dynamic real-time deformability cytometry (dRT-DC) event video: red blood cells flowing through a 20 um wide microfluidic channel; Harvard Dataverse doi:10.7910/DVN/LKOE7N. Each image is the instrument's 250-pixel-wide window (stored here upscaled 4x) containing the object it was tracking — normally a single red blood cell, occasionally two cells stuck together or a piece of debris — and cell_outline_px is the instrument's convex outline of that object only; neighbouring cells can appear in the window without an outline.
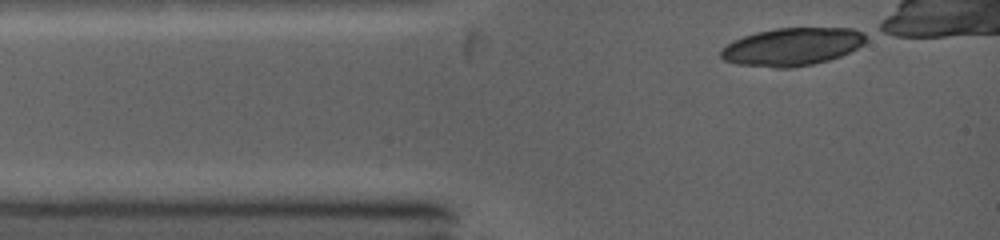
{"species": "common noctule bat (a hibernating species)", "species_latin": "Nyctalus noctula", "temperature_condition": "warm", "stored_images_in_passage": 2, "camera_frame_rate_fps": 5000, "um_per_image_px": 0.085, "animal": {"sex": "female", "body_mass_g": 19.0, "forearm_length_mm": 53.3}, "frame": {"image": 1, "passage_image": 1, "time_ms": 0.0, "image_size_px": [1000, 240], "cell_outline_px": [[864, 40], [856, 48], [840, 56], [828, 60], [812, 64], [788, 68], [776, 68], [740, 64], [724, 60], [720, 56], [720, 52], [728, 44], [744, 36], [756, 32], [776, 28], [852, 28], [864, 32]], "centroid_in_image_um": [67.32, 3.97], "position_along_channel_um": 17.7, "area_um2": 31.44}}